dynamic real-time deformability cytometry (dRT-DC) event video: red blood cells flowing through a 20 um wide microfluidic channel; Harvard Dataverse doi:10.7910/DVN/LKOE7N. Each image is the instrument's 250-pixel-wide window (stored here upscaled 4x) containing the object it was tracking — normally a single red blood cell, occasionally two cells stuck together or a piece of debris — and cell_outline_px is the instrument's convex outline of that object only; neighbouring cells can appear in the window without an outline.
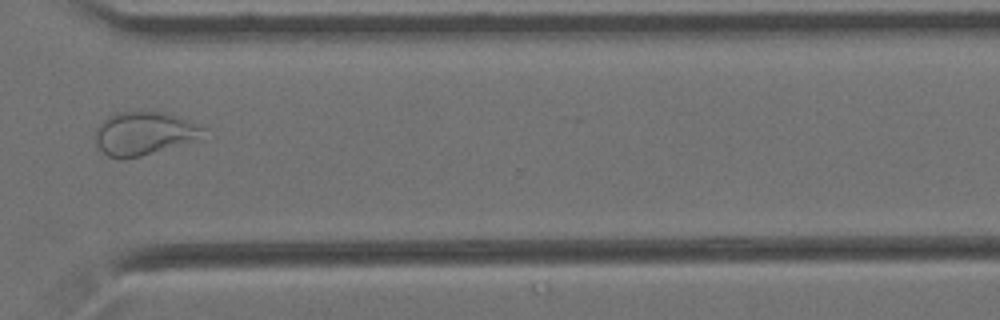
{"species": "Egyptian fruit bat (a non-hibernating species)", "species_latin": "Rousettus aegyptiacus", "temperature_condition": "cold", "stored_images_in_passage": 15, "camera_frame_rate_fps": 3000, "um_per_image_px": 0.085, "animal": {"sex": "female"}, "frame": {"image": 1, "passage_image": 11, "time_ms": 3.333, "image_size_px": [1000, 320], "cell_outline_px": [[208, 128], [192, 140], [140, 156], [124, 160], [120, 160], [108, 156], [96, 144], [96, 128], [108, 116], [116, 112], [164, 112], [200, 124]], "centroid_in_image_um": [12.19, 11.33], "position_along_channel_um": 358.4, "area_um2": 26.7}}
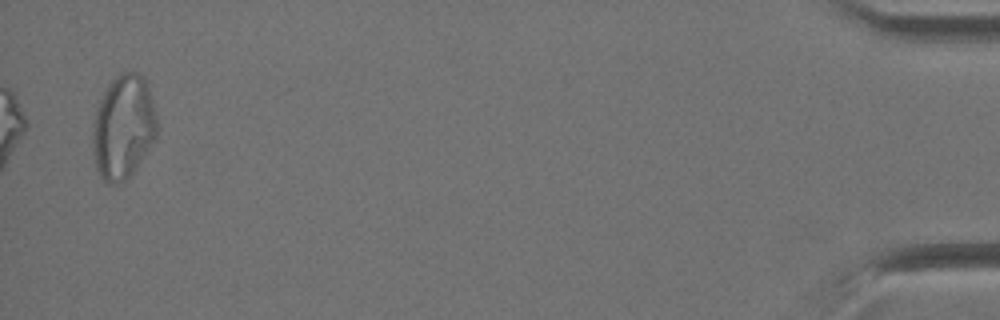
{"frame": {"image": 2, "passage_image": 15, "time_ms": 4.667, "image_size_px": [1000, 320], "cell_outline_px": [[156, 136], [132, 172], [124, 180], [116, 184], [108, 184], [100, 176], [96, 168], [92, 144], [92, 124], [100, 100], [108, 84], [120, 72], [136, 72], [144, 80], [148, 88], [156, 112]], "centroid_in_image_um": [10.45, 10.79], "position_along_channel_um": 424.8, "area_um2": 38.44}}